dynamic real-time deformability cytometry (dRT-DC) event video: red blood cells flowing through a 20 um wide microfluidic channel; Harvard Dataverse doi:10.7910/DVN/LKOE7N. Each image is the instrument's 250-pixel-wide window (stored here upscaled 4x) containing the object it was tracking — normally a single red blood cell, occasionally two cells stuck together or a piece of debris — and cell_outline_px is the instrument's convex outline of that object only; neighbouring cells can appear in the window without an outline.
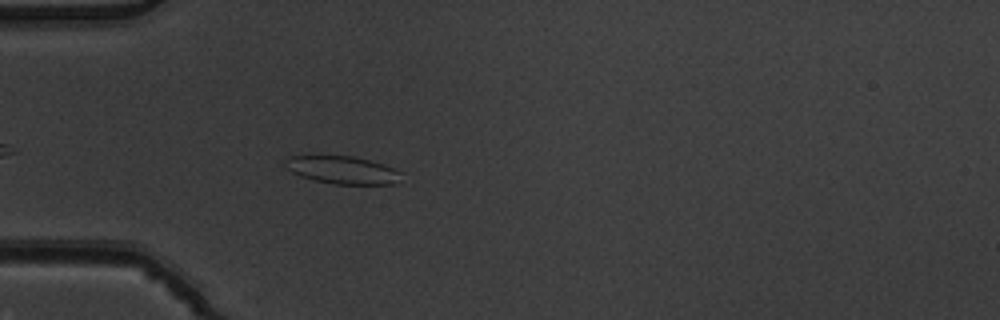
{"species": "common noctule bat (a hibernating species)", "species_latin": "Nyctalus noctula", "temperature_condition": "warm", "stored_images_in_passage": 4, "camera_frame_rate_fps": 3000, "um_per_image_px": 0.085, "animal": {"sex": "male", "body_mass_g": 19.5, "forearm_length_mm": 54.6}, "frame": {"image": 1, "passage_image": 4, "time_ms": 1.0, "image_size_px": [1000, 320], "cell_outline_px": [[400, 172], [396, 184], [336, 184], [312, 180], [300, 176], [284, 168], [284, 160], [288, 156], [352, 156], [384, 164]], "centroid_in_image_um": [29.03, 14.45], "position_along_channel_um": 56.0, "area_um2": 18.67}}